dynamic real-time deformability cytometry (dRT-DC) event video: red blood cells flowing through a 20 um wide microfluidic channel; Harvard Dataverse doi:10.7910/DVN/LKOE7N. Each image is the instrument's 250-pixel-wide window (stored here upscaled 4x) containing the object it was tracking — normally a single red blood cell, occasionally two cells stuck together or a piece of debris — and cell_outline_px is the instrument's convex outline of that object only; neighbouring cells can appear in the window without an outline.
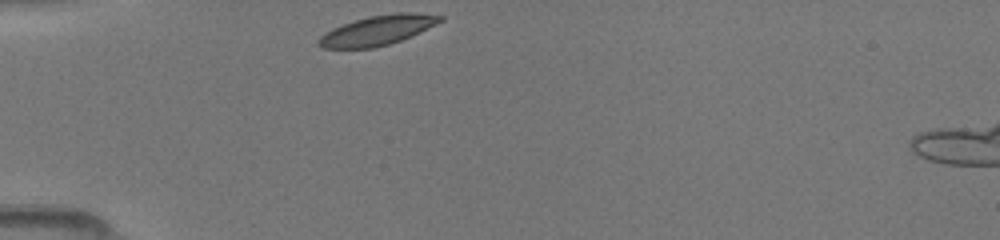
{"species": "common noctule bat (a hibernating species)", "species_latin": "Nyctalus noctula", "temperature_condition": "room temperature", "stored_images_in_passage": 30, "camera_frame_rate_fps": 3000, "um_per_image_px": 0.085, "animal": {"sex": "female", "body_mass_g": 19.5, "forearm_length_mm": 54.1}, "frame": {"image": 1, "passage_image": 1, "time_ms": 0.0, "image_size_px": [1000, 240], "cell_outline_px": [[444, 20], [400, 40], [388, 44], [372, 48], [320, 48], [316, 44], [316, 40], [324, 32], [332, 28], [356, 20], [372, 16], [396, 12], [412, 12], [444, 16]], "centroid_in_image_um": [32.03, 2.58], "position_along_channel_um": 53.0, "area_um2": 20.75}}
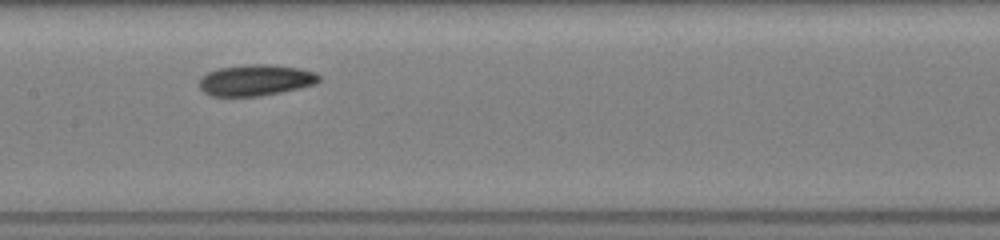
{"frame": {"image": 2, "passage_image": 12, "time_ms": 3.667, "image_size_px": [1000, 240], "cell_outline_px": [[320, 80], [316, 84], [300, 88], [260, 96], [212, 96], [204, 92], [200, 88], [200, 80], [208, 72], [220, 68], [248, 64], [268, 64], [300, 68], [316, 72], [320, 76]], "centroid_in_image_um": [21.78, 6.81], "position_along_channel_um": 185.6, "area_um2": 21.68}}
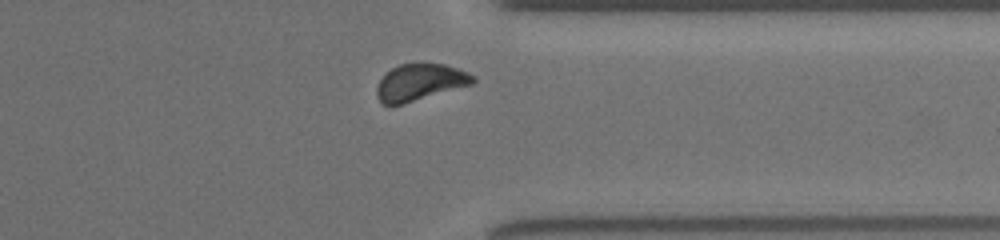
{"frame": {"image": 3, "passage_image": 26, "time_ms": 8.333, "image_size_px": [1000, 240], "cell_outline_px": [[476, 80], [472, 84], [400, 104], [384, 104], [376, 96], [376, 88], [380, 80], [392, 68], [400, 64], [444, 64], [468, 72], [476, 76]], "centroid_in_image_um": [35.71, 6.98], "position_along_channel_um": 375.7, "area_um2": 20.0}}